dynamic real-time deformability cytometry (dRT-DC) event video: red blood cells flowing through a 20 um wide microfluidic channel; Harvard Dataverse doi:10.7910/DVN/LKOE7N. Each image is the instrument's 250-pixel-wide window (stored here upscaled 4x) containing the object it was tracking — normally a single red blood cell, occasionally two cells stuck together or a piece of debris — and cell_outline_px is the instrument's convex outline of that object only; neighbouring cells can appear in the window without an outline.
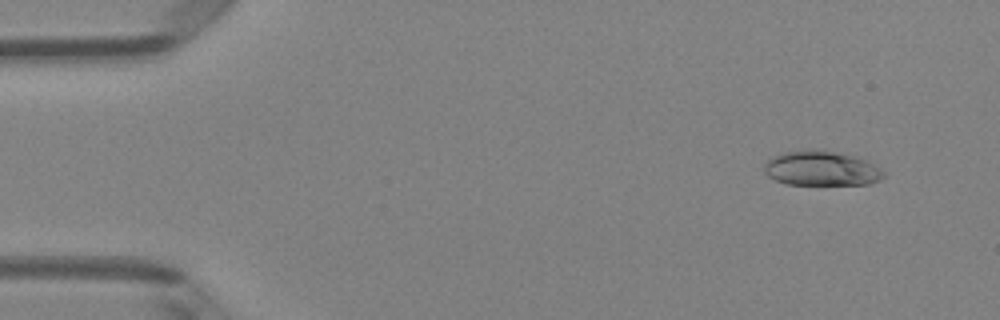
{"species": "Egyptian fruit bat (a non-hibernating species)", "species_latin": "Rousettus aegyptiacus", "temperature_condition": "room temperature", "stored_images_in_passage": 50, "camera_frame_rate_fps": 3000, "um_per_image_px": 0.085, "animal": {"sex": "female"}, "frame": {"image": 1, "passage_image": 4, "time_ms": 1.0, "image_size_px": [1000, 320], "cell_outline_px": [[888, 172], [880, 180], [868, 184], [788, 184], [776, 180], [768, 176], [764, 172], [764, 164], [772, 156], [784, 152], [808, 148], [824, 148], [856, 156], [868, 160]], "centroid_in_image_um": [69.86, 14.28], "position_along_channel_um": 15.1, "area_um2": 24.85}}
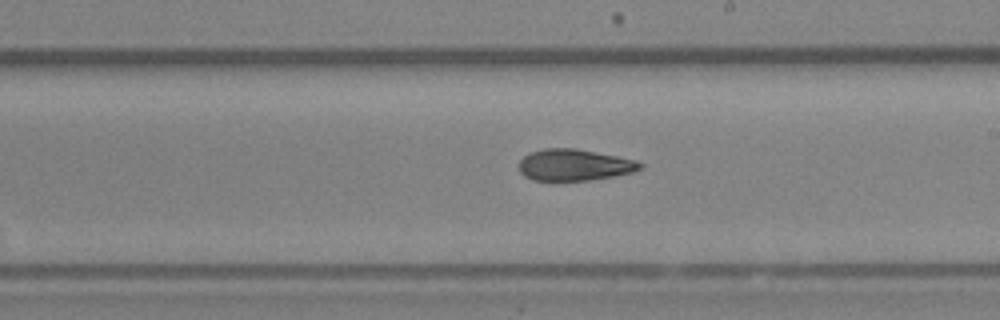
{"frame": {"image": 2, "passage_image": 29, "time_ms": 9.333, "image_size_px": [1000, 320], "cell_outline_px": [[644, 168], [632, 172], [612, 176], [588, 180], [532, 180], [524, 176], [520, 172], [520, 160], [528, 152], [544, 148], [576, 148], [636, 160], [644, 164]], "centroid_in_image_um": [48.81, 14.01], "position_along_channel_um": 240.2, "area_um2": 22.2}}
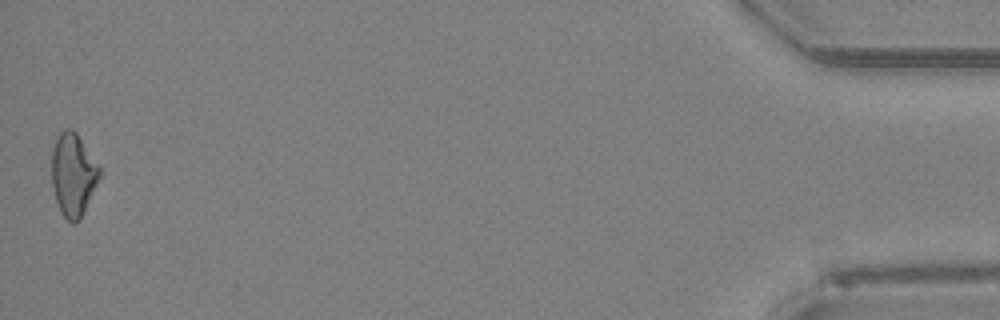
{"frame": {"image": 3, "passage_image": 50, "time_ms": 16.333, "image_size_px": [1000, 320], "cell_outline_px": [[100, 176], [80, 220], [72, 224], [60, 212], [56, 200], [52, 184], [52, 148], [56, 136], [64, 128], [72, 128], [76, 132], [100, 164]], "centroid_in_image_um": [6.22, 14.8], "position_along_channel_um": 429.0, "area_um2": 23.29}, "authors_computed_cell_mechanics": {"area_um2": 23.0044, "velocity_mm_per_s": 4.0232, "shape_relaxation_time_tau1_ms": 6.0287, "shape_relaxation_time_tau2_ms": 4.7784, "deformation_change_tau1": 0.15, "deformation_change_tau2": 0.1344}}